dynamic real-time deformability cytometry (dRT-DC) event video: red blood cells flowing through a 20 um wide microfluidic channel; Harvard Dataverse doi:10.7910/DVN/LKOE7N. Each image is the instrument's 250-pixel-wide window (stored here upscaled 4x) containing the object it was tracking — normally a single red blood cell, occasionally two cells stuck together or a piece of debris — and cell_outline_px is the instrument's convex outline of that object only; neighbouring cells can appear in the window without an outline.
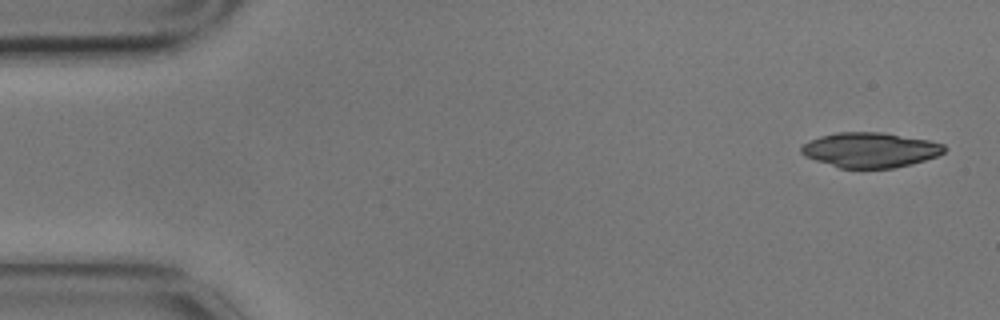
{"species": "common noctule bat (a hibernating species)", "species_latin": "Nyctalus noctula", "temperature_condition": "cold", "stored_images_in_passage": 7, "camera_frame_rate_fps": 3000, "um_per_image_px": 0.085, "animal": {"sex": "male", "body_mass_g": 17.9}, "frame": {"image": 1, "passage_image": 1, "time_ms": 0.0, "image_size_px": [1000, 320], "cell_outline_px": [[948, 148], [944, 152], [936, 156], [912, 164], [892, 168], [840, 168], [804, 156], [800, 152], [800, 148], [804, 144], [820, 136], [836, 132], [884, 132], [928, 140], [944, 144]], "centroid_in_image_um": [73.98, 12.74], "position_along_channel_um": 11.0, "area_um2": 29.13}}